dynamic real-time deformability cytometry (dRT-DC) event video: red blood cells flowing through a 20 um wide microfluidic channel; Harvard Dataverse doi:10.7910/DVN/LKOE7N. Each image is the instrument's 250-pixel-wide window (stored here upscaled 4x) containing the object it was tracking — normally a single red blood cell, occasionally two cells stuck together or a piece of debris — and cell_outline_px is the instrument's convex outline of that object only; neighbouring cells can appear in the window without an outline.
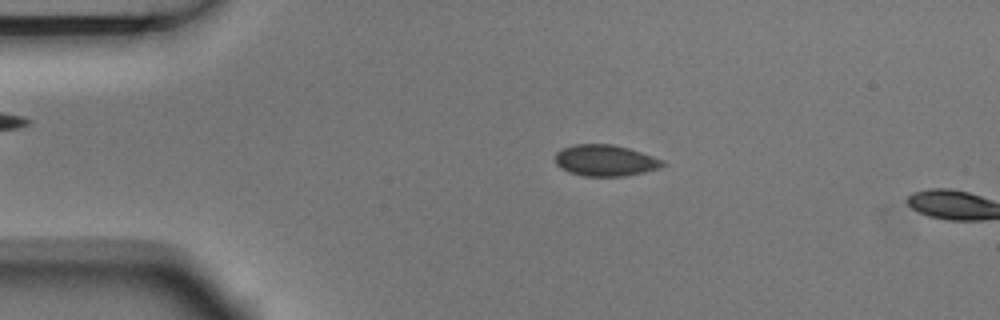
{"species": "Egyptian fruit bat (a non-hibernating species)", "species_latin": "Rousettus aegyptiacus", "temperature_condition": "room temperature", "stored_images_in_passage": 3, "camera_frame_rate_fps": 3000, "um_per_image_px": 0.085, "animal": {"sex": "male"}, "frame": {"image": 1, "passage_image": 2, "time_ms": 0.333, "image_size_px": [1000, 320], "cell_outline_px": [[668, 164], [660, 168], [644, 172], [624, 176], [584, 176], [568, 172], [560, 168], [556, 164], [556, 152], [564, 148], [576, 144], [612, 144], [628, 148], [664, 160]], "centroid_in_image_um": [51.47, 13.65], "position_along_channel_um": 33.5, "area_um2": 19.59}}